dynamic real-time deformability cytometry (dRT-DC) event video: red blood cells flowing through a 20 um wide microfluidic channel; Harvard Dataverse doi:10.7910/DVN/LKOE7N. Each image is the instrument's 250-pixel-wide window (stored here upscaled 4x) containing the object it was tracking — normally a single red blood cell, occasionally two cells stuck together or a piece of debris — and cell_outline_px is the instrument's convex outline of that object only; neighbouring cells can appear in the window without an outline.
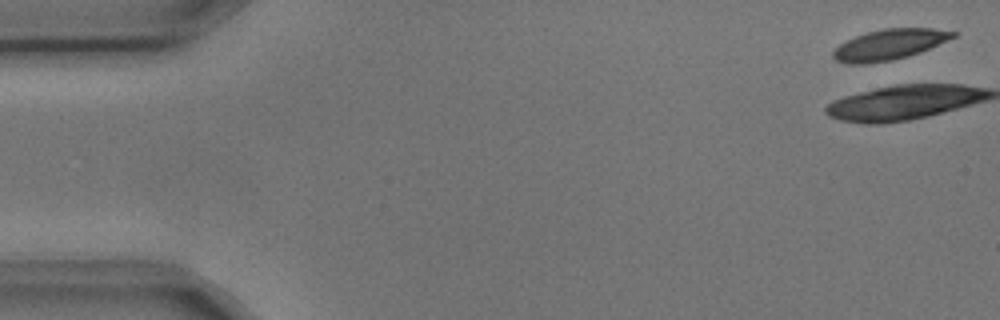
{"species": "common noctule bat (a hibernating species)", "species_latin": "Nyctalus noctula", "temperature_condition": "cold", "stored_images_in_passage": 4, "camera_frame_rate_fps": 3000, "um_per_image_px": 0.085, "animal": {"sex": "male", "body_mass_g": 17.9, "forearm_length_mm": 54.2}, "frame": {"image": 1, "passage_image": 1, "time_ms": 0.0, "image_size_px": [1000, 320], "cell_outline_px": [[956, 36], [920, 52], [908, 56], [892, 60], [864, 64], [848, 64], [836, 60], [832, 56], [832, 52], [840, 44], [856, 36], [868, 32], [884, 28], [932, 28], [956, 32]], "centroid_in_image_um": [75.57, 3.79], "position_along_channel_um": 9.4, "area_um2": 21.1}}